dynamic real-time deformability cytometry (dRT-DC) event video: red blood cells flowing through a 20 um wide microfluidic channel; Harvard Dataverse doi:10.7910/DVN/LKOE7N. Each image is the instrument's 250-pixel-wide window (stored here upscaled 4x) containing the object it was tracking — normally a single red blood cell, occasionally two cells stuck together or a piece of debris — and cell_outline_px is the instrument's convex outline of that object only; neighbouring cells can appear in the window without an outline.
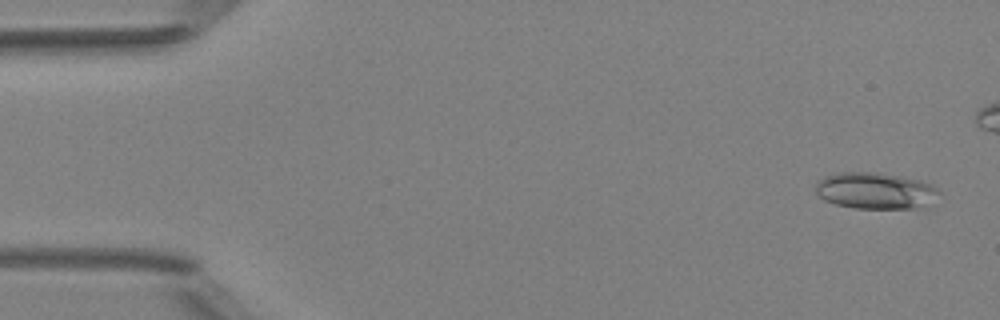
{"species": "Egyptian fruit bat (a non-hibernating species)", "species_latin": "Rousettus aegyptiacus", "temperature_condition": "room temperature", "stored_images_in_passage": 6, "segment_of_instrument_passage": [1, 2], "camera_frame_rate_fps": 3000, "um_per_image_px": 0.085, "animal": {"sex": "female"}, "frame": {"image": 1, "passage_image": 1, "time_ms": 0.0, "image_size_px": [1000, 320], "cell_outline_px": [[940, 192], [924, 208], [856, 208], [836, 204], [824, 200], [816, 196], [816, 180], [824, 176], [840, 172], [876, 172], [900, 176], [920, 180], [936, 188]], "centroid_in_image_um": [74.35, 16.2], "position_along_channel_um": 10.7, "area_um2": 26.24}}
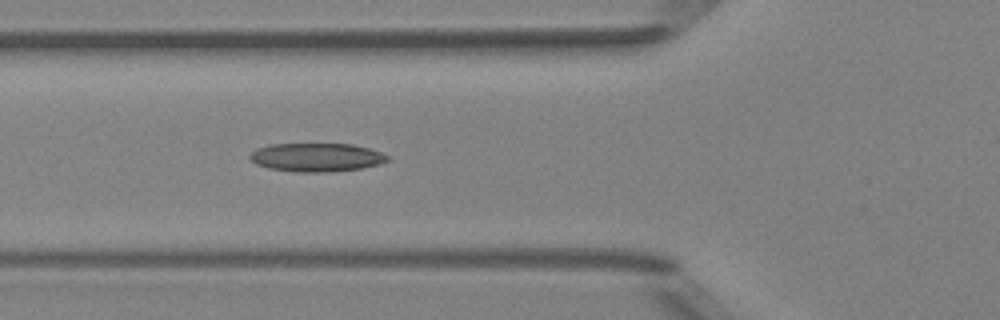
{"frame": {"image": 2, "passage_image": 5, "time_ms": 5.333, "image_size_px": [1000, 320], "cell_outline_px": [[392, 160], [380, 164], [360, 168], [328, 172], [296, 172], [268, 168], [256, 164], [248, 156], [256, 148], [272, 144], [352, 144], [368, 148], [392, 156]], "centroid_in_image_um": [26.94, 13.37], "position_along_channel_um": 98.9, "area_um2": 23.0}}